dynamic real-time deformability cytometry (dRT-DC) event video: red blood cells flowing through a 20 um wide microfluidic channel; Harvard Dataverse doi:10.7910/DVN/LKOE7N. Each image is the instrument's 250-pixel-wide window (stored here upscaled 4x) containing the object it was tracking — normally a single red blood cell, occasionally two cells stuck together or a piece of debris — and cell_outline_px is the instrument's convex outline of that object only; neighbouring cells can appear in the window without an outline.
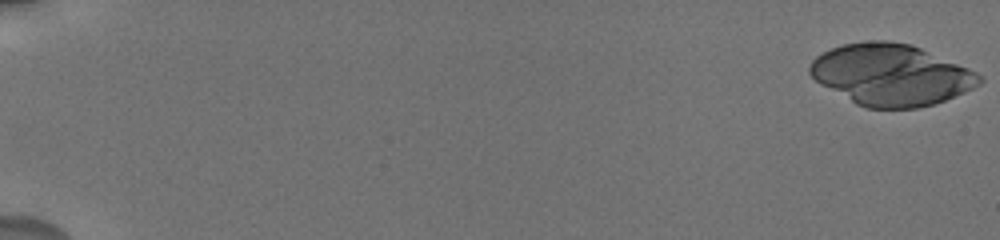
{"species": "human", "species_latin": "Homo sapiens", "temperature_condition": "cold", "stored_images_in_passage": 10, "camera_frame_rate_fps": 3000, "um_per_image_px": 0.085, "donor": {"sex": "male"}, "frame": {"image": 1, "passage_image": 1, "time_ms": 0.0, "image_size_px": [1000, 240], "cell_outline_px": [[984, 80], [980, 84], [964, 92], [944, 100], [932, 104], [916, 108], [868, 108], [856, 104], [820, 84], [808, 72], [808, 68], [812, 60], [816, 56], [832, 48], [844, 44], [864, 40], [888, 40], [908, 44], [920, 48], [968, 68], [984, 76]], "centroid_in_image_um": [75.72, 6.35], "position_along_channel_um": 9.3, "area_um2": 60.34}}
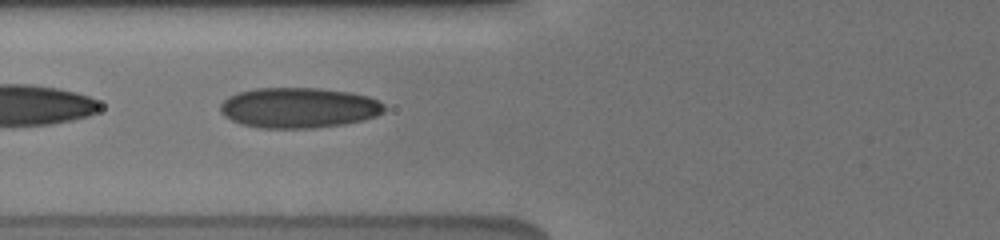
{"frame": {"image": 2, "passage_image": 9, "time_ms": 8.0, "image_size_px": [1000, 240], "cell_outline_px": [[384, 112], [376, 116], [364, 120], [344, 124], [316, 128], [256, 128], [240, 124], [224, 116], [220, 112], [220, 104], [228, 96], [236, 92], [256, 88], [320, 88], [348, 92], [368, 96], [384, 104]], "centroid_in_image_um": [25.36, 9.16], "position_along_channel_um": 100.4, "area_um2": 38.9}}
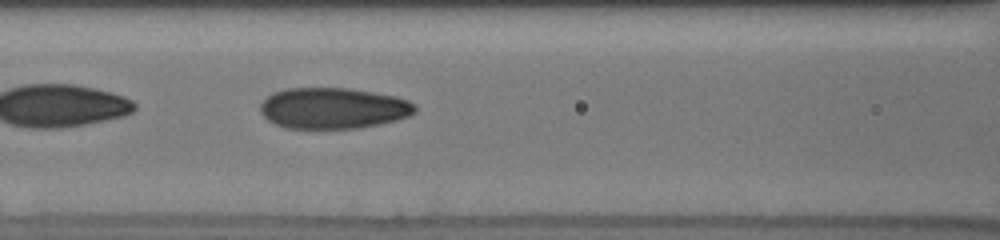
{"frame": {"image": 3, "passage_image": 10, "time_ms": 9.0, "image_size_px": [1000, 240], "cell_outline_px": [[416, 112], [408, 116], [396, 120], [356, 128], [284, 128], [268, 120], [260, 112], [260, 104], [272, 92], [288, 88], [348, 88], [396, 96], [408, 100], [416, 104]], "centroid_in_image_um": [28.31, 9.19], "position_along_channel_um": 138.3, "area_um2": 36.93}}